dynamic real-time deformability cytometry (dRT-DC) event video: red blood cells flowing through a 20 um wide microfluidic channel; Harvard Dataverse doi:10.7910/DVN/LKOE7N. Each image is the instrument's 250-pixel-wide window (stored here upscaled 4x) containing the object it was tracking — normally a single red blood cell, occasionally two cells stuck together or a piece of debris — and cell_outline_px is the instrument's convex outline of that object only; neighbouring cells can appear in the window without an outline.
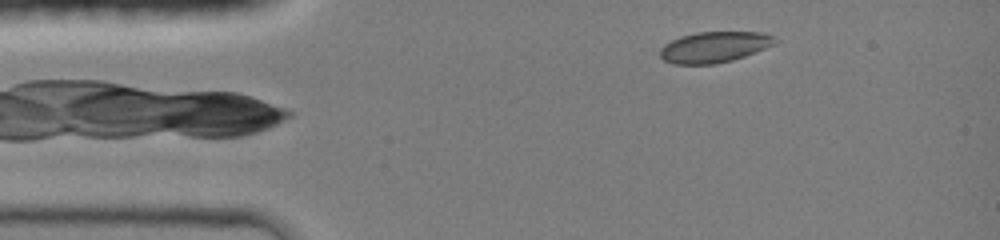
{"species": "common noctule bat (a hibernating species)", "species_latin": "Nyctalus noctula", "temperature_condition": "room temperature", "stored_images_in_passage": 7, "camera_frame_rate_fps": 3000, "um_per_image_px": 0.085, "animal": {"sex": "female", "body_mass_g": 19.0, "forearm_length_mm": 51.5}, "frame": {"image": 1, "passage_image": 7, "time_ms": 3.667, "image_size_px": [1000, 240], "cell_outline_px": [[780, 40], [776, 44], [744, 56], [732, 60], [716, 64], [672, 64], [664, 60], [660, 56], [660, 48], [664, 44], [680, 36], [696, 32], [764, 32]], "centroid_in_image_um": [60.72, 3.99], "position_along_channel_um": 24.3, "area_um2": 20.81}}